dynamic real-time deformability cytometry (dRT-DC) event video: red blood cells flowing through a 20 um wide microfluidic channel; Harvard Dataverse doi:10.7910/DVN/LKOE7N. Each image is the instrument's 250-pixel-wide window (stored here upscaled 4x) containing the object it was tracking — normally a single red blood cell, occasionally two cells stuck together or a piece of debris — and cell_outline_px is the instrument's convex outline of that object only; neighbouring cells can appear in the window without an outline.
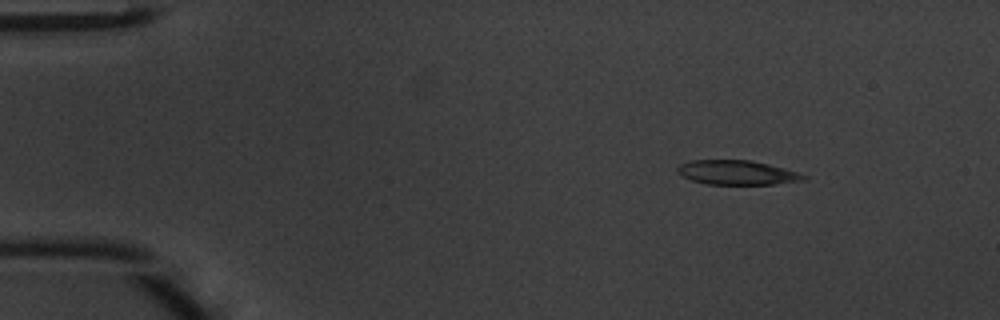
{"species": "common noctule bat (a hibernating species)", "species_latin": "Nyctalus noctula", "temperature_condition": "warm", "stored_images_in_passage": 47, "camera_frame_rate_fps": 3000, "um_per_image_px": 0.085, "animal": {"sex": "male", "body_mass_g": 20.1, "forearm_length_mm": 53.5}, "frame": {"image": 1, "passage_image": 6, "time_ms": 1.667, "image_size_px": [1000, 320], "cell_outline_px": [[808, 176], [804, 180], [772, 184], [704, 184], [692, 180], [676, 172], [676, 168], [680, 164], [692, 160], [752, 160], [784, 168]], "centroid_in_image_um": [62.62, 14.66], "position_along_channel_um": 22.4, "area_um2": 17.8}}
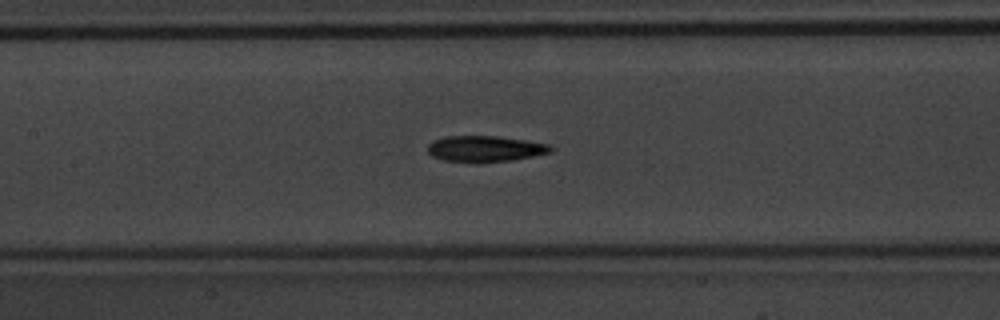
{"frame": {"image": 2, "passage_image": 22, "time_ms": 7.0, "image_size_px": [1000, 320], "cell_outline_px": [[556, 148], [552, 152], [512, 160], [476, 164], [444, 160], [432, 156], [428, 152], [428, 144], [432, 140], [444, 136], [496, 136], [552, 144]], "centroid_in_image_um": [41.24, 12.66], "position_along_channel_um": 166.2, "area_um2": 19.13}}
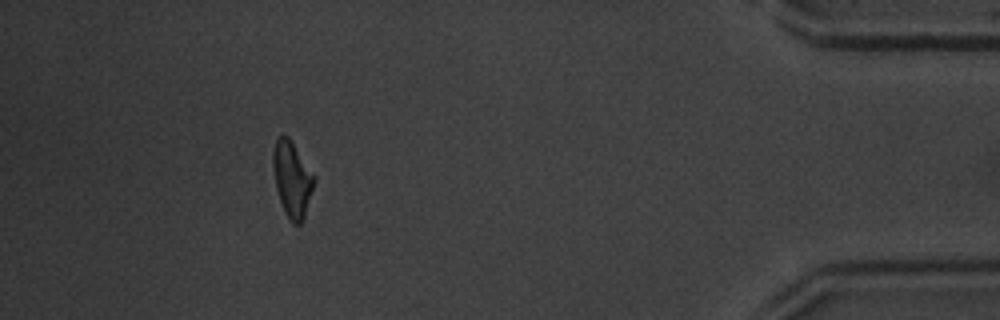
{"frame": {"image": 3, "passage_image": 43, "time_ms": 14.0, "image_size_px": [1000, 320], "cell_outline_px": [[316, 180], [304, 216], [300, 224], [292, 224], [288, 220], [284, 212], [276, 188], [272, 168], [272, 152], [276, 140], [280, 136], [288, 136], [316, 176]], "centroid_in_image_um": [24.83, 15.23], "position_along_channel_um": 410.4, "area_um2": 18.21}, "authors_computed_cell_mechanics": {"area_um2": 18.6116, "velocity_mm_per_s": 4.2543, "shape_relaxation_time_tau1_ms": 6.18, "shape_relaxation_time_tau2_ms": 5.0148, "deformation_change_tau1": 0.208, "deformation_change_tau2": 0.1616}}